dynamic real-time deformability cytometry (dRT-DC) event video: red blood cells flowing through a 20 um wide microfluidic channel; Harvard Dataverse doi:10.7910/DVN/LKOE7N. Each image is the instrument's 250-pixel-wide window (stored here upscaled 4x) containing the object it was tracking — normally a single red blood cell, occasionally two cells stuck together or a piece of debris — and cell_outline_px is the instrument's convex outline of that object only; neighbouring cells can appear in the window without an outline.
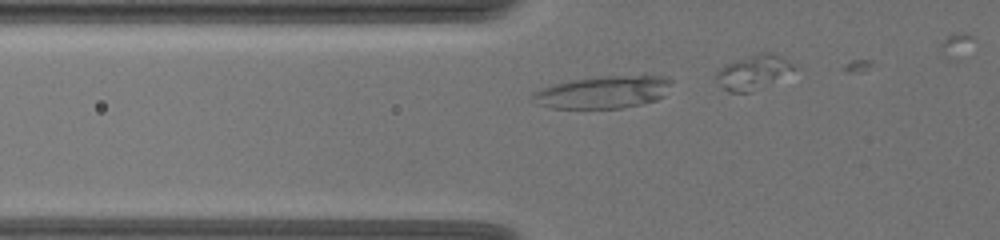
{"species": "common noctule bat (a hibernating species)", "species_latin": "Nyctalus noctula", "temperature_condition": "warm", "stored_images_in_passage": 6, "camera_frame_rate_fps": 3000, "um_per_image_px": 0.085, "animal": {"sex": "female", "body_mass_g": 19.5, "forearm_length_mm": 54.1}, "frame": {"image": 1, "passage_image": 2, "time_ms": 0.333, "image_size_px": [1000, 240], "cell_outline_px": [[672, 84], [664, 96], [656, 100], [624, 108], [548, 108], [536, 104], [532, 100], [532, 92], [552, 84], [568, 80], [596, 76], [668, 76], [672, 80]], "centroid_in_image_um": [51.24, 7.83], "position_along_channel_um": 74.6, "area_um2": 26.59}}
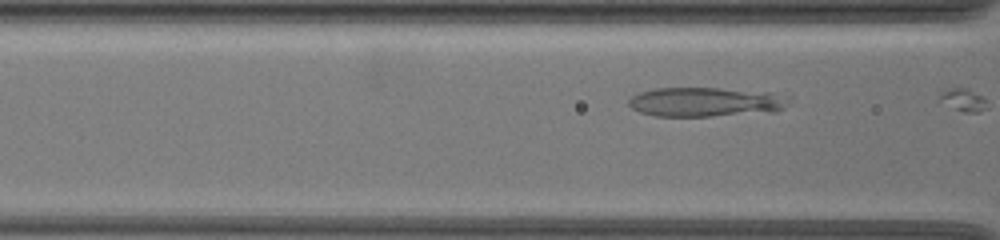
{"frame": {"image": 2, "passage_image": 5, "time_ms": 1.333, "image_size_px": [1000, 240], "cell_outline_px": [[792, 100], [776, 112], [712, 116], [656, 116], [640, 112], [632, 108], [628, 104], [628, 100], [632, 96], [640, 92], [652, 88], [716, 88], [768, 92], [792, 96]], "centroid_in_image_um": [60.01, 8.67], "position_along_channel_um": 106.6, "area_um2": 27.63}}